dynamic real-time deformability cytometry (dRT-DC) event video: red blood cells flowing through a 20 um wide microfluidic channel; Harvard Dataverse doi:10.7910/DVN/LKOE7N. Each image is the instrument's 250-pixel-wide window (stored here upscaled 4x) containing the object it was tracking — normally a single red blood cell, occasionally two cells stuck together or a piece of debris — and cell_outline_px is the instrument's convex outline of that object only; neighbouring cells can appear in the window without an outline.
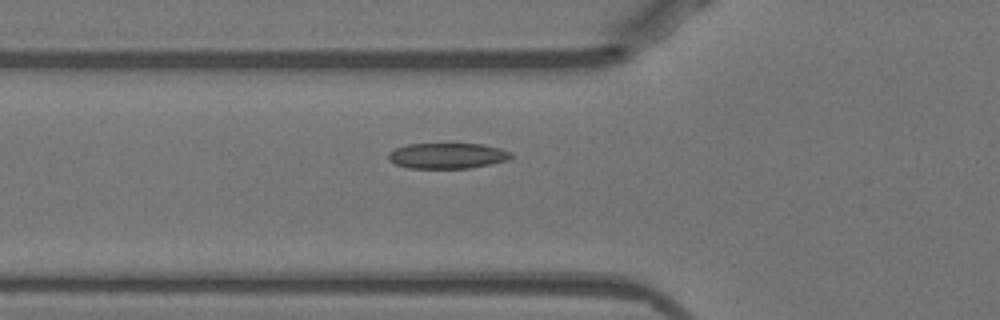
{"species": "Egyptian fruit bat (a non-hibernating species)", "species_latin": "Rousettus aegyptiacus", "temperature_condition": "warm", "stored_images_in_passage": 10, "camera_frame_rate_fps": 3000, "um_per_image_px": 0.085, "animal": {"sex": "female"}, "frame": {"image": 1, "passage_image": 2, "time_ms": 0.333, "image_size_px": [1000, 320], "cell_outline_px": [[512, 156], [508, 160], [468, 168], [408, 168], [396, 164], [388, 160], [388, 152], [396, 148], [408, 144], [480, 144], [500, 148], [512, 152]], "centroid_in_image_um": [38.0, 13.24], "position_along_channel_um": 87.8, "area_um2": 18.21}}
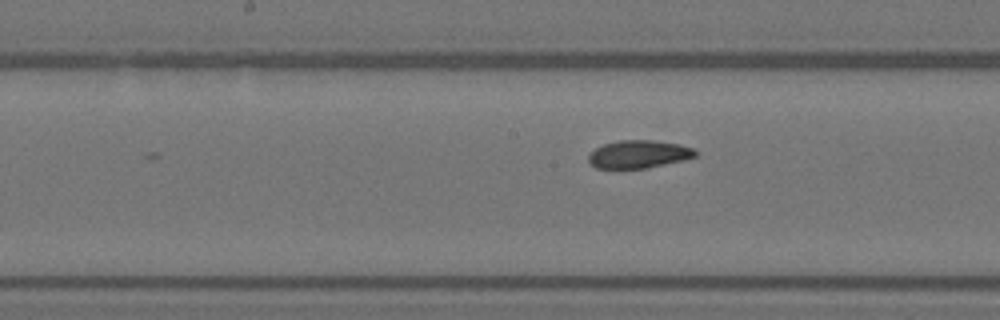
{"frame": {"image": 2, "passage_image": 10, "time_ms": 3.0, "image_size_px": [1000, 320], "cell_outline_px": [[700, 152], [696, 156], [648, 168], [596, 168], [588, 160], [588, 156], [596, 148], [604, 144], [620, 140], [652, 140], [680, 144], [692, 148]], "centroid_in_image_um": [54.3, 13.1], "position_along_channel_um": 193.9, "area_um2": 17.17}}